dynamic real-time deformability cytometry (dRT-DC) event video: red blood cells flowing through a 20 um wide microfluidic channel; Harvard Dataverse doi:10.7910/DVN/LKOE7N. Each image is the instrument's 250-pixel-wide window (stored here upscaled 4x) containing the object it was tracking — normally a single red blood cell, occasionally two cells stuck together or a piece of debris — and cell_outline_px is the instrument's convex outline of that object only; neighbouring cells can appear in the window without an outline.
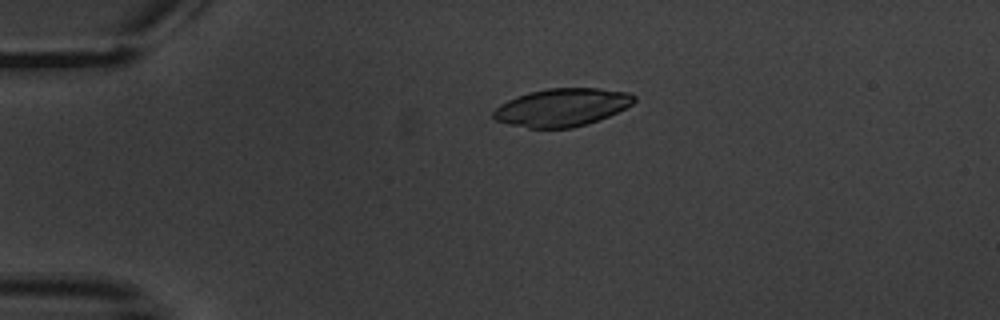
{"species": "common noctule bat (a hibernating species)", "species_latin": "Nyctalus noctula", "temperature_condition": "warm", "stored_images_in_passage": 3, "camera_frame_rate_fps": 3000, "um_per_image_px": 0.085, "animal": {"sex": "male", "body_mass_g": 20.1, "forearm_length_mm": 53.5}, "frame": {"image": 1, "passage_image": 1, "time_ms": 0.0, "image_size_px": [1000, 320], "cell_outline_px": [[636, 100], [632, 104], [608, 116], [588, 124], [572, 128], [528, 128], [508, 124], [496, 120], [492, 116], [492, 112], [500, 104], [516, 96], [528, 92], [548, 88], [600, 88], [628, 92], [636, 96]], "centroid_in_image_um": [47.76, 9.12], "position_along_channel_um": 37.2, "area_um2": 31.15}}